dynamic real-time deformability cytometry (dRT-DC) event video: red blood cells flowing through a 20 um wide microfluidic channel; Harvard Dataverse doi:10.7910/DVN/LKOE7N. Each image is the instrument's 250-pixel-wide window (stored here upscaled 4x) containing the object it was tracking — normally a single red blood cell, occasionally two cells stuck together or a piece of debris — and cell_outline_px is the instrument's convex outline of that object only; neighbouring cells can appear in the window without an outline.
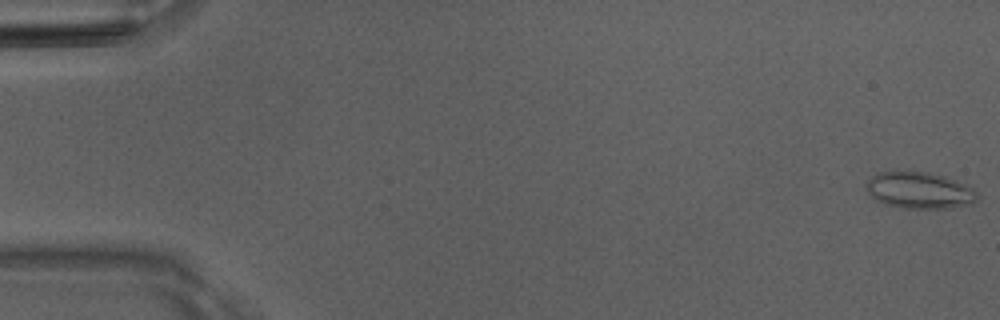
{"species": "Egyptian fruit bat (a non-hibernating species)", "species_latin": "Rousettus aegyptiacus", "temperature_condition": "room temperature", "stored_images_in_passage": 51, "camera_frame_rate_fps": 3000, "um_per_image_px": 0.085, "animal": {"sex": "male"}, "frame": {"image": 1, "passage_image": 1, "time_ms": 0.0, "image_size_px": [1000, 320], "cell_outline_px": [[980, 196], [972, 204], [952, 208], [904, 208], [884, 204], [872, 200], [868, 196], [864, 188], [864, 184], [876, 172], [928, 172], [944, 176], [968, 184]], "centroid_in_image_um": [78.12, 16.19], "position_along_channel_um": 6.9, "area_um2": 24.16}}
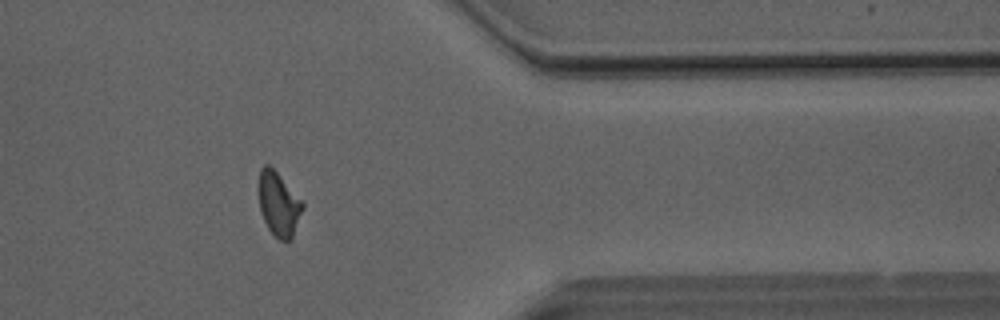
{"frame": {"image": 2, "passage_image": 42, "time_ms": 13.667, "image_size_px": [1000, 320], "cell_outline_px": [[304, 208], [292, 236], [288, 240], [280, 240], [268, 228], [264, 220], [260, 208], [260, 168], [264, 164], [268, 164], [276, 172], [304, 204]], "centroid_in_image_um": [23.69, 17.35], "position_along_channel_um": 387.7, "area_um2": 15.66}}
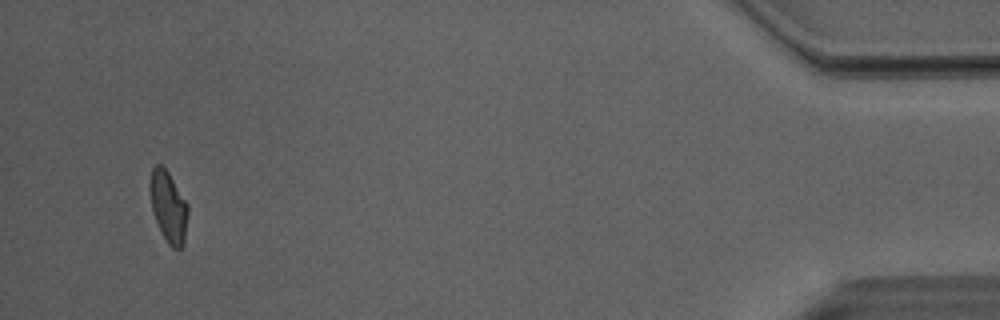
{"frame": {"image": 3, "passage_image": 49, "time_ms": 16.0, "image_size_px": [1000, 320], "cell_outline_px": [[188, 212], [184, 244], [180, 248], [172, 248], [168, 244], [152, 212], [152, 168], [156, 164], [160, 164], [168, 172], [188, 204]], "centroid_in_image_um": [14.36, 17.61], "position_along_channel_um": 420.8, "area_um2": 15.09}, "authors_computed_cell_mechanics": {"area_um2": 16.7042, "velocity_mm_per_s": 4.0703, "shape_relaxation_time_tau1_ms": 9.9152, "shape_relaxation_time_tau2_ms": 2.2567, "deformation_change_tau1": 0.2066, "deformation_change_tau2": 0.0739}}